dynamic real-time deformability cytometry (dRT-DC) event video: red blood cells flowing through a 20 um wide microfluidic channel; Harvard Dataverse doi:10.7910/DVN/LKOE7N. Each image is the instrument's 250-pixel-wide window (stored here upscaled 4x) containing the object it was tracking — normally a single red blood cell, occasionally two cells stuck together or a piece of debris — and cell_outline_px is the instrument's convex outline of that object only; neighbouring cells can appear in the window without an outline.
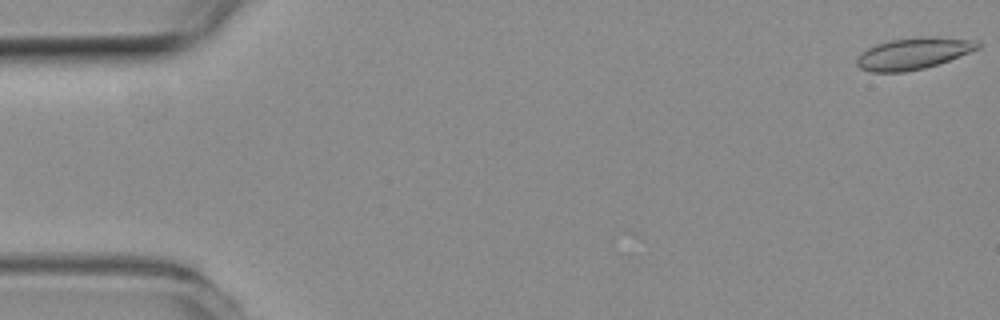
{"species": "common noctule bat (a hibernating species)", "species_latin": "Nyctalus noctula", "temperature_condition": "room temperature", "stored_images_in_passage": 6, "camera_frame_rate_fps": 3000, "um_per_image_px": 0.085, "animal": {"sex": "female", "body_mass_g": 19.3, "forearm_length_mm": 54.1}, "frame": {"image": 1, "passage_image": 1, "time_ms": 0.0, "image_size_px": [1000, 320], "cell_outline_px": [[980, 48], [948, 60], [924, 68], [904, 72], [868, 72], [860, 68], [856, 64], [856, 60], [868, 48], [876, 44], [888, 40], [936, 36], [980, 40]], "centroid_in_image_um": [77.66, 4.54], "position_along_channel_um": 7.3, "area_um2": 22.14}}